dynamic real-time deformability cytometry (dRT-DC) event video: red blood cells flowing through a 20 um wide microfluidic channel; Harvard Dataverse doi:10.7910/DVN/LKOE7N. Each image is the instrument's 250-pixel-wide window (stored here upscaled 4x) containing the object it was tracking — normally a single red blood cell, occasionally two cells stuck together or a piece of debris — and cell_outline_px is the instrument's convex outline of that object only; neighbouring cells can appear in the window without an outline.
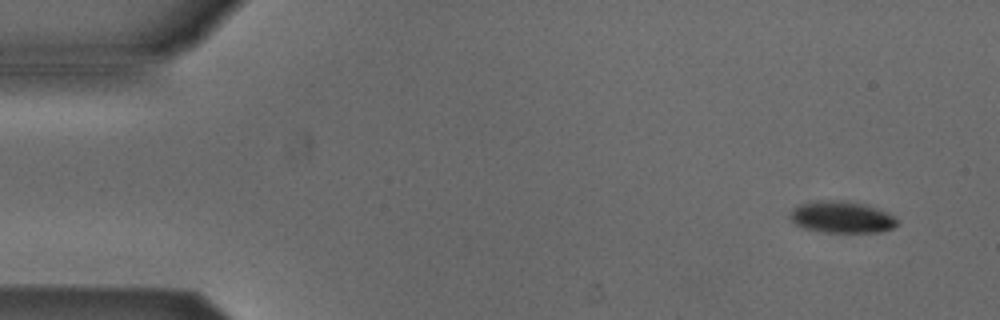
{"species": "Egyptian fruit bat (a non-hibernating species)", "species_latin": "Rousettus aegyptiacus", "temperature_condition": "cold", "stored_images_in_passage": 5, "camera_frame_rate_fps": 3000, "um_per_image_px": 0.085, "animal": {"sex": "male"}, "frame": {"image": 1, "passage_image": 1, "time_ms": 0.0, "image_size_px": [1000, 320], "cell_outline_px": [[900, 224], [892, 228], [880, 232], [824, 232], [804, 228], [796, 224], [788, 216], [792, 208], [800, 204], [820, 200], [848, 200], [868, 204], [888, 212]], "centroid_in_image_um": [71.56, 18.44], "position_along_channel_um": 13.4, "area_um2": 20.06}}
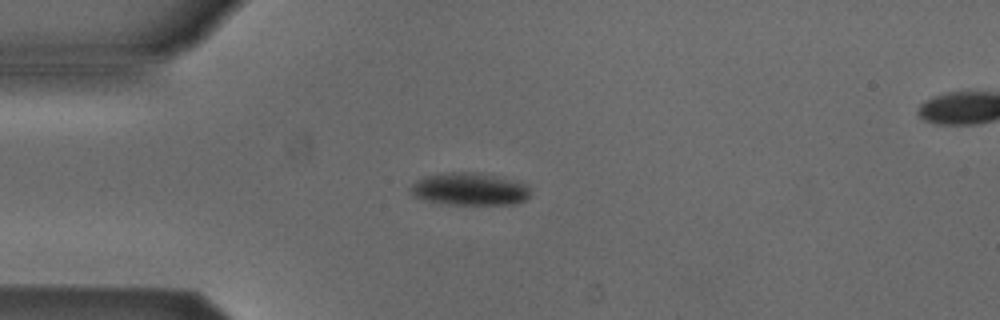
{"frame": {"image": 2, "passage_image": 3, "time_ms": 0.667, "image_size_px": [1000, 320], "cell_outline_px": [[528, 196], [524, 200], [516, 204], [448, 204], [424, 200], [412, 196], [408, 188], [416, 180], [424, 176], [448, 172], [480, 172], [528, 184]], "centroid_in_image_um": [39.85, 16.06], "position_along_channel_um": 45.1, "area_um2": 22.77}}
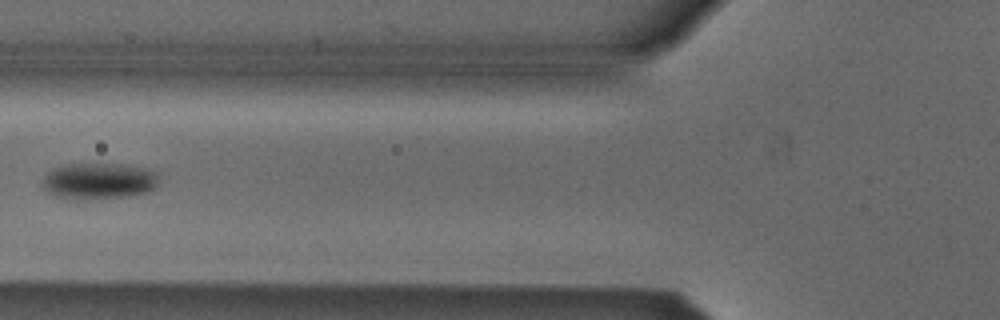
{"frame": {"image": 3, "passage_image": 5, "time_ms": 1.333, "image_size_px": [1000, 320], "cell_outline_px": [[160, 180], [156, 188], [148, 192], [132, 196], [80, 200], [56, 196], [48, 192], [44, 188], [44, 176], [48, 172], [64, 164], [124, 164], [148, 168], [156, 172], [160, 176]], "centroid_in_image_um": [8.49, 15.39], "position_along_channel_um": 117.3, "area_um2": 24.97}}